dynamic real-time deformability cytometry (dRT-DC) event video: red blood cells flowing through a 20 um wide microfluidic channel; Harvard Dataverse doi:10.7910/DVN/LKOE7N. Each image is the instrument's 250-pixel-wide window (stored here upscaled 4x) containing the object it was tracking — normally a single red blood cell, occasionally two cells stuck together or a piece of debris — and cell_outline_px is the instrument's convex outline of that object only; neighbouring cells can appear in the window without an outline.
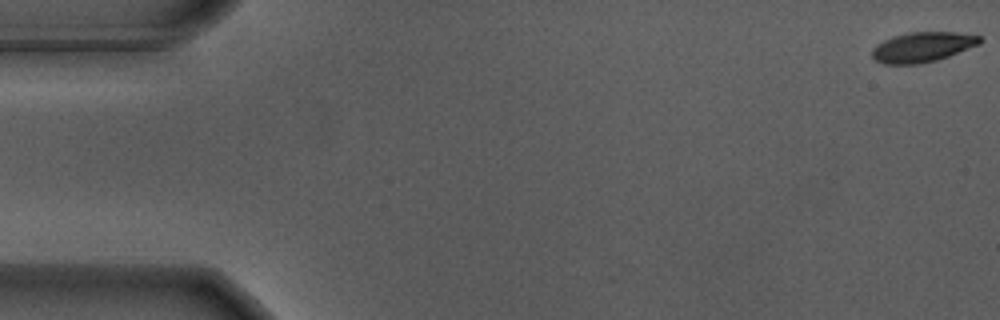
{"species": "Egyptian fruit bat (a non-hibernating species)", "species_latin": "Rousettus aegyptiacus", "temperature_condition": "warm", "stored_images_in_passage": 56, "camera_frame_rate_fps": 3000, "um_per_image_px": 0.085, "animal": {"sex": "male"}, "frame": {"image": 1, "passage_image": 1, "time_ms": 0.0, "image_size_px": [1000, 320], "cell_outline_px": [[984, 40], [980, 44], [948, 56], [936, 60], [920, 64], [884, 64], [876, 60], [872, 56], [872, 48], [884, 40], [908, 32], [956, 32], [980, 36]], "centroid_in_image_um": [78.43, 4.0], "position_along_channel_um": 6.6, "area_um2": 18.73}}
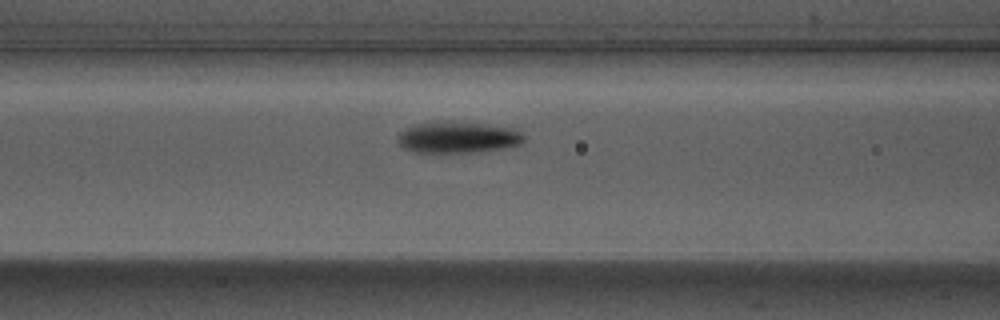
{"frame": {"image": 2, "passage_image": 23, "time_ms": 7.333, "image_size_px": [1000, 320], "cell_outline_px": [[524, 140], [520, 144], [504, 148], [472, 152], [412, 152], [404, 148], [396, 140], [396, 136], [404, 128], [416, 124], [480, 124], [512, 128], [520, 132], [524, 136]], "centroid_in_image_um": [38.89, 11.72], "position_along_channel_um": 127.7, "area_um2": 22.14}}
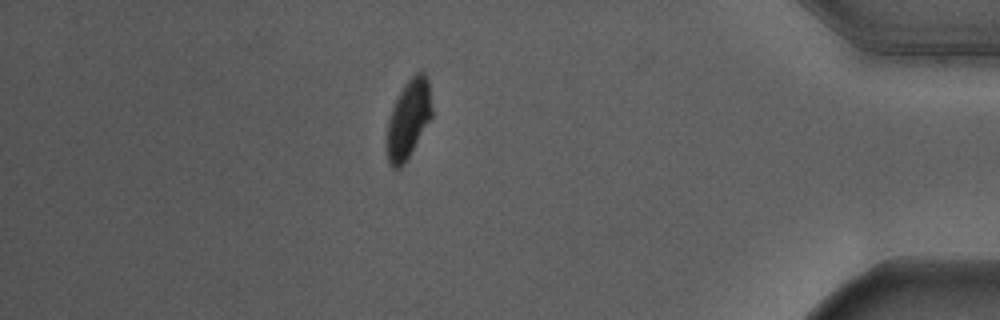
{"frame": {"image": 3, "passage_image": 49, "time_ms": 16.0, "image_size_px": [1000, 320], "cell_outline_px": [[432, 116], [408, 156], [400, 168], [392, 168], [388, 160], [388, 120], [392, 108], [404, 84], [416, 72], [424, 72], [428, 76], [432, 108]], "centroid_in_image_um": [34.74, 10.05], "position_along_channel_um": 400.5, "area_um2": 20.06}, "authors_computed_cell_mechanics": {"area_um2": 21.1259, "velocity_mm_per_s": 3.6686, "shape_relaxation_time_tau1_ms": 2.5466, "shape_relaxation_time_tau2_ms": null, "deformation_change_tau1": 0.1388, "deformation_change_tau2": null}}